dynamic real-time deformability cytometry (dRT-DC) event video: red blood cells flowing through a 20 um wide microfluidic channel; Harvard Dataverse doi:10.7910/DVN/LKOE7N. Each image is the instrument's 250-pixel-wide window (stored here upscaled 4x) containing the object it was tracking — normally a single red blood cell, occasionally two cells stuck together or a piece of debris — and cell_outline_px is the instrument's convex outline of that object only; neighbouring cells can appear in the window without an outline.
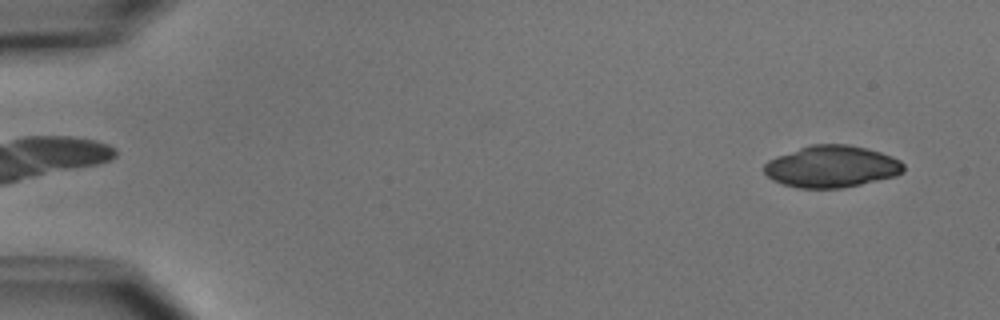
{"species": "common noctule bat (a hibernating species)", "species_latin": "Nyctalus noctula", "temperature_condition": "cold", "stored_images_in_passage": 45, "camera_frame_rate_fps": 3000, "um_per_image_px": 0.085, "animal": {"sex": "male", "body_mass_g": 15.6}, "frame": {"image": 1, "passage_image": 3, "time_ms": 0.667, "image_size_px": [1000, 320], "cell_outline_px": [[904, 172], [896, 176], [860, 184], [840, 188], [800, 188], [784, 184], [772, 180], [764, 172], [764, 164], [768, 160], [776, 156], [812, 144], [848, 144], [868, 148], [892, 156], [900, 160], [904, 164]], "centroid_in_image_um": [70.71, 14.15], "position_along_channel_um": 14.3, "area_um2": 33.99}}